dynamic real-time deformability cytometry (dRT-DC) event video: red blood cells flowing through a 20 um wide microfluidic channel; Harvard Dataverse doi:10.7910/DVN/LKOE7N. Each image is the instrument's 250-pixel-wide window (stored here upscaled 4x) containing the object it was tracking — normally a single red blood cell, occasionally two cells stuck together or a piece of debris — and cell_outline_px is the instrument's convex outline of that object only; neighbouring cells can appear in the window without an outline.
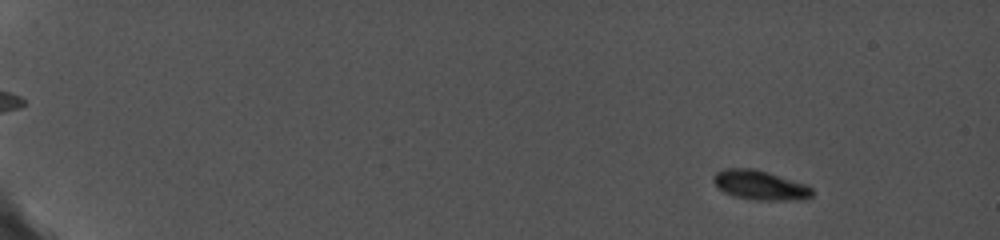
{"species": "common noctule bat (a hibernating species)", "species_latin": "Nyctalus noctula", "temperature_condition": "cold", "stored_images_in_passage": 13, "camera_frame_rate_fps": 5000, "um_per_image_px": 0.085, "animal": {"sex": "female", "body_mass_g": 19.0, "forearm_length_mm": 56.7}, "frame": {"image": 1, "passage_image": 4, "time_ms": 1.4, "image_size_px": [1000, 240], "cell_outline_px": [[812, 196], [804, 200], [756, 200], [736, 196], [724, 192], [712, 180], [712, 176], [716, 172], [724, 168], [756, 168], [808, 184], [812, 188]], "centroid_in_image_um": [64.64, 15.72], "position_along_channel_um": 20.4, "area_um2": 17.17}}
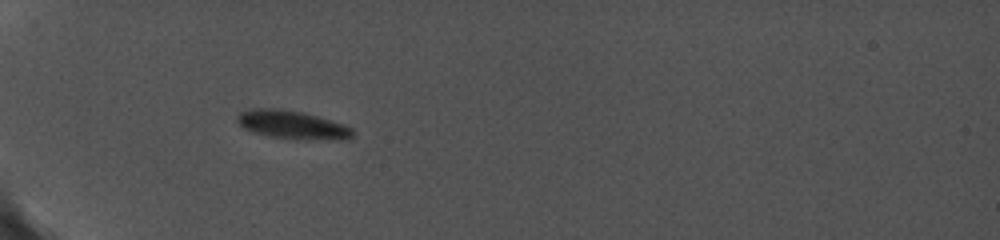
{"frame": {"image": 2, "passage_image": 12, "time_ms": 6.2, "image_size_px": [1000, 240], "cell_outline_px": [[356, 132], [348, 140], [308, 140], [268, 136], [252, 132], [244, 128], [236, 120], [236, 116], [240, 112], [252, 108], [276, 108], [300, 112], [316, 116], [344, 124], [352, 128]], "centroid_in_image_um": [24.87, 10.62], "position_along_channel_um": 60.1, "area_um2": 19.25}}